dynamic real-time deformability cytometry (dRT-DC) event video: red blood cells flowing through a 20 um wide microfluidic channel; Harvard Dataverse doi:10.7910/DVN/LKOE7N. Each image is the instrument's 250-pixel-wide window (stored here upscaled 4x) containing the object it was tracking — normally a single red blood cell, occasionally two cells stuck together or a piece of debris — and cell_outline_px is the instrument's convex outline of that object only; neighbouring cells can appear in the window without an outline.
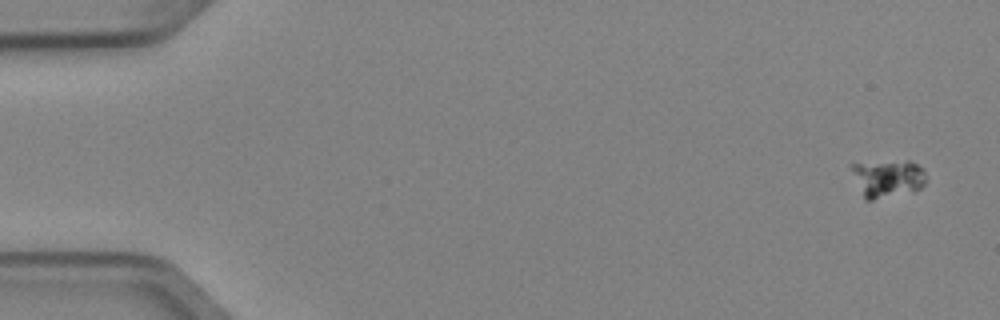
{"species": "Egyptian fruit bat (a non-hibernating species)", "species_latin": "Rousettus aegyptiacus", "temperature_condition": "cold", "stored_images_in_passage": 4, "camera_frame_rate_fps": 3000, "um_per_image_px": 0.085, "animal": {"sex": "female"}, "frame": {"image": 1, "passage_image": 1, "time_ms": 0.0, "image_size_px": [1000, 320], "cell_outline_px": [[928, 180], [916, 192], [872, 200], [864, 200], [848, 164], [908, 160], [924, 168]], "centroid_in_image_um": [75.48, 15.18], "position_along_channel_um": 9.5, "area_um2": 16.82}}
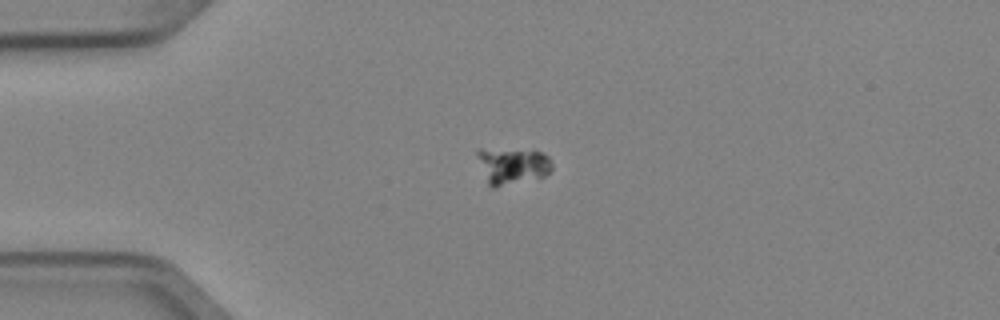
{"frame": {"image": 2, "passage_image": 4, "time_ms": 1.0, "image_size_px": [1000, 320], "cell_outline_px": [[552, 168], [544, 176], [496, 188], [492, 188], [488, 184], [476, 152], [476, 148], [480, 148], [540, 152], [548, 156], [552, 164]], "centroid_in_image_um": [43.53, 14.1], "position_along_channel_um": 41.5, "area_um2": 15.61}}